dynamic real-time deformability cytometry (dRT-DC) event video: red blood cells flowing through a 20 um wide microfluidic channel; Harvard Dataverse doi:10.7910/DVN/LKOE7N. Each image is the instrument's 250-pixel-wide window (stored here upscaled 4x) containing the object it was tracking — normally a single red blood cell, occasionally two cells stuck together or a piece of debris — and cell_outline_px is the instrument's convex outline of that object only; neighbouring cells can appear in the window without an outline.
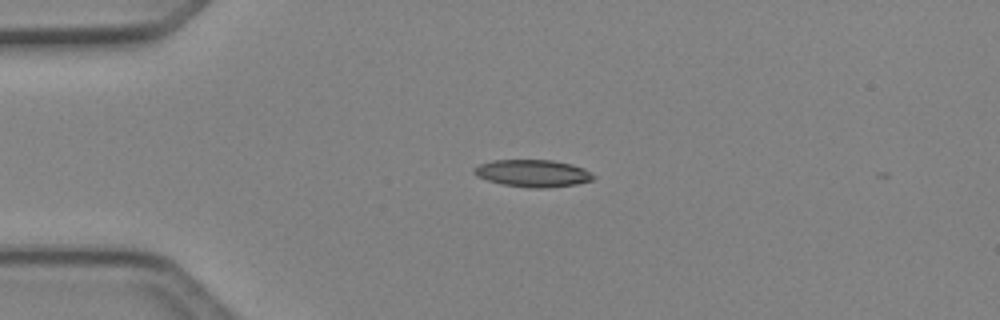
{"species": "Egyptian fruit bat (a non-hibernating species)", "species_latin": "Rousettus aegyptiacus", "temperature_condition": "cold", "stored_images_in_passage": 3, "camera_frame_rate_fps": 3000, "um_per_image_px": 0.085, "animal": {"sex": "female"}, "frame": {"image": 1, "passage_image": 1, "time_ms": 0.0, "image_size_px": [1000, 320], "cell_outline_px": [[596, 176], [592, 180], [576, 184], [544, 188], [536, 188], [504, 184], [488, 180], [476, 176], [472, 172], [472, 168], [480, 164], [492, 160], [552, 160], [572, 164], [584, 168]], "centroid_in_image_um": [45.28, 14.72], "position_along_channel_um": 39.7, "area_um2": 18.84}}